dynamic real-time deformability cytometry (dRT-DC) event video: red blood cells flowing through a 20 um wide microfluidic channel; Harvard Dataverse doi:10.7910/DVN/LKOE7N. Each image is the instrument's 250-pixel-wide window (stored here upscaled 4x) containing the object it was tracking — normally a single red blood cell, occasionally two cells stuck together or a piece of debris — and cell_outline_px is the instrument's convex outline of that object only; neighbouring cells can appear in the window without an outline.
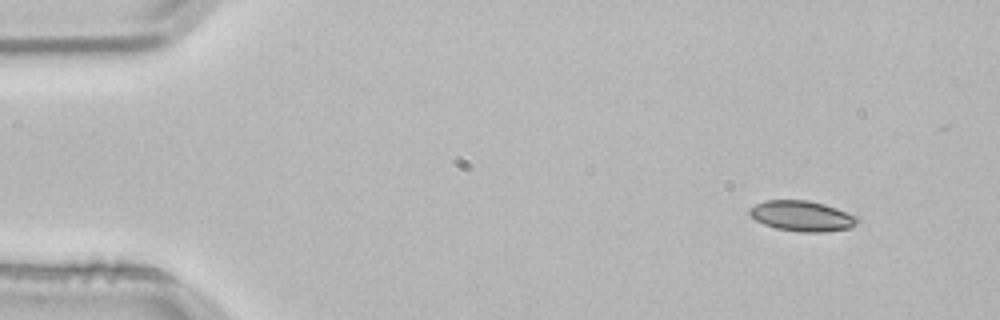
{"species": "common noctule bat (a hibernating species)", "species_latin": "Nyctalus noctula", "temperature_condition": "room temperature", "stored_images_in_passage": 4, "camera_frame_rate_fps": 3000, "um_per_image_px": 0.085, "animal": {"sex": "male", "body_mass_g": 21.5, "forearm_length_mm": 52.0}, "frame": {"image": 1, "passage_image": 1, "time_ms": 0.0, "image_size_px": [1000, 320], "cell_outline_px": [[860, 220], [856, 224], [848, 228], [824, 232], [800, 232], [776, 228], [764, 224], [756, 220], [748, 212], [748, 208], [764, 200], [808, 200], [824, 204], [860, 216]], "centroid_in_image_um": [68.19, 18.35], "position_along_channel_um": 16.8, "area_um2": 19.25}}
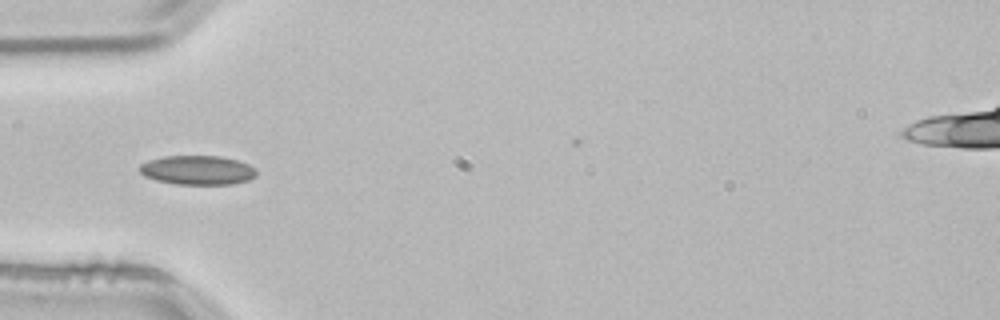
{"frame": {"image": 2, "passage_image": 3, "time_ms": 0.667, "image_size_px": [1000, 320], "cell_outline_px": [[256, 176], [248, 180], [232, 184], [176, 184], [156, 180], [144, 176], [140, 172], [140, 164], [148, 160], [164, 156], [220, 156], [236, 160], [248, 164], [256, 172]], "centroid_in_image_um": [16.76, 14.46], "position_along_channel_um": 68.2, "area_um2": 19.77}}